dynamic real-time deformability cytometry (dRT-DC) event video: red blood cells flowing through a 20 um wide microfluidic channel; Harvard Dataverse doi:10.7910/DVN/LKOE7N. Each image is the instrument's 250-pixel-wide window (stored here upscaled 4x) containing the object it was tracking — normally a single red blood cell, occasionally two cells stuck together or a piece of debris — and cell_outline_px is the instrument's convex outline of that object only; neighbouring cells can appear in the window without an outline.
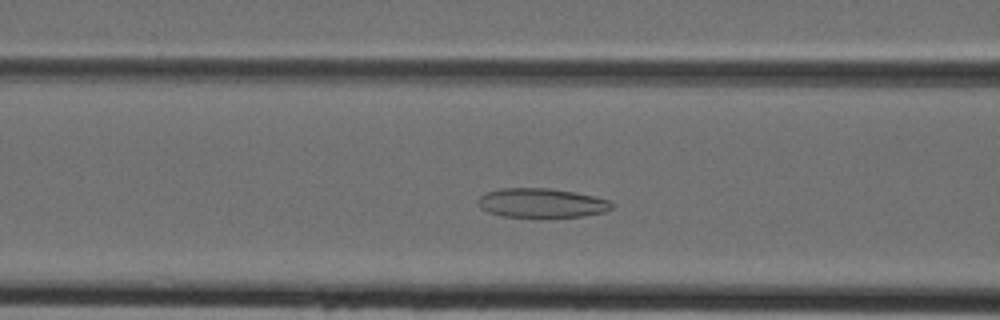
{"species": "Egyptian fruit bat (a non-hibernating species)", "species_latin": "Rousettus aegyptiacus", "temperature_condition": "cold", "stored_images_in_passage": 39, "camera_frame_rate_fps": 3000, "um_per_image_px": 0.085, "animal": {"sex": "female"}, "frame": {"image": 1, "passage_image": 12, "time_ms": 3.667, "image_size_px": [1000, 320], "cell_outline_px": [[616, 204], [608, 212], [584, 216], [500, 216], [488, 212], [480, 208], [476, 200], [484, 192], [500, 188], [548, 188], [572, 192], [612, 200]], "centroid_in_image_um": [46.04, 17.24], "position_along_channel_um": 120.6, "area_um2": 22.89}}
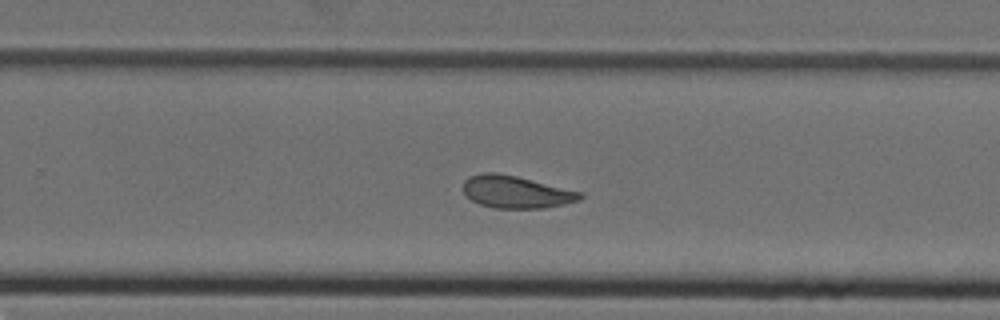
{"frame": {"image": 2, "passage_image": 23, "time_ms": 7.333, "image_size_px": [1000, 320], "cell_outline_px": [[584, 196], [580, 200], [564, 204], [544, 208], [492, 208], [480, 204], [472, 200], [464, 192], [464, 180], [472, 176], [484, 172], [496, 172], [516, 176], [584, 192]], "centroid_in_image_um": [43.91, 16.32], "position_along_channel_um": 285.9, "area_um2": 22.02}}
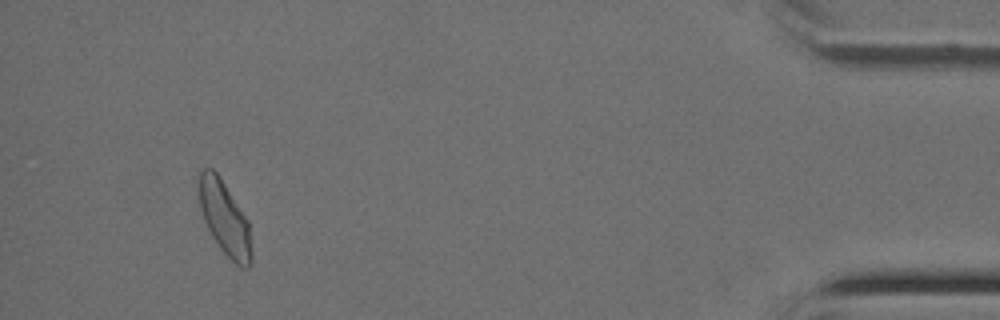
{"frame": {"image": 3, "passage_image": 36, "time_ms": 11.667, "image_size_px": [1000, 320], "cell_outline_px": [[252, 264], [248, 268], [240, 268], [220, 248], [212, 236], [204, 220], [200, 208], [200, 172], [204, 168], [212, 168], [216, 172], [248, 220], [252, 252]], "centroid_in_image_um": [19.13, 18.61], "position_along_channel_um": 416.1, "area_um2": 22.14}}